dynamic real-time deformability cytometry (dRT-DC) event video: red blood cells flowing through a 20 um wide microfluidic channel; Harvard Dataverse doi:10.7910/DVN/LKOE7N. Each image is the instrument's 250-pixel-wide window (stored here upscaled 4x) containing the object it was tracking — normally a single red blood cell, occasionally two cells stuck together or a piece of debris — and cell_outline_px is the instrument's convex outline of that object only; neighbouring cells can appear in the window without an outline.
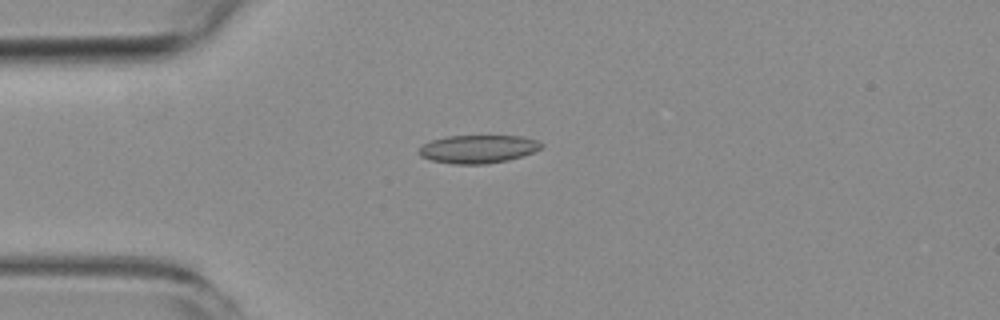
{"species": "common noctule bat (a hibernating species)", "species_latin": "Nyctalus noctula", "temperature_condition": "room temperature", "stored_images_in_passage": 8, "camera_frame_rate_fps": 3000, "um_per_image_px": 0.085, "animal": {"sex": "female", "body_mass_g": 19.3, "forearm_length_mm": 54.1}, "frame": {"image": 1, "passage_image": 4, "time_ms": 4.333, "image_size_px": [1000, 320], "cell_outline_px": [[544, 148], [508, 160], [484, 164], [452, 164], [432, 160], [420, 156], [416, 152], [416, 148], [432, 140], [448, 136], [524, 136], [536, 140], [544, 144]], "centroid_in_image_um": [40.61, 12.66], "position_along_channel_um": 44.4, "area_um2": 20.17}}
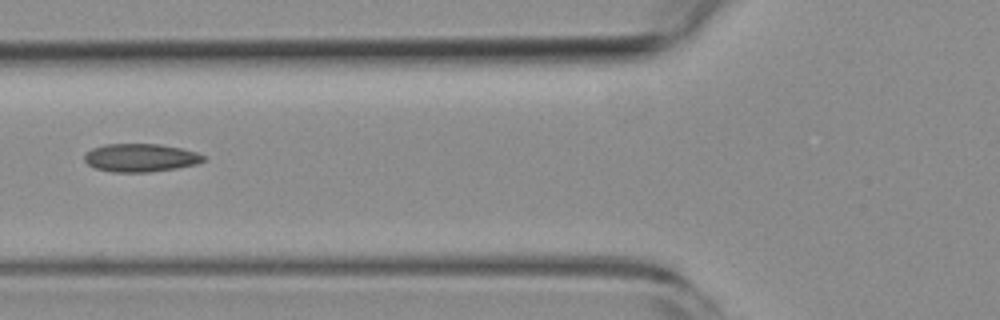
{"frame": {"image": 2, "passage_image": 6, "time_ms": 6.667, "image_size_px": [1000, 320], "cell_outline_px": [[208, 160], [196, 164], [176, 168], [148, 172], [112, 172], [96, 168], [88, 164], [84, 160], [84, 156], [92, 148], [104, 144], [160, 144], [180, 148], [196, 152], [208, 156]], "centroid_in_image_um": [11.99, 13.4], "position_along_channel_um": 113.8, "area_um2": 19.59}}
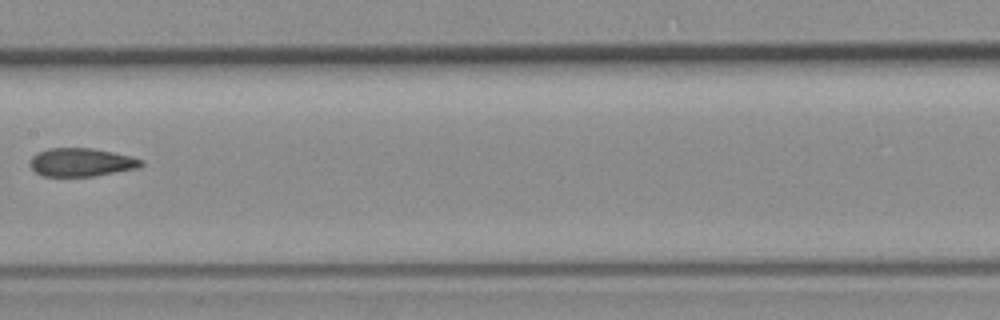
{"frame": {"image": 3, "passage_image": 8, "time_ms": 9.0, "image_size_px": [1000, 320], "cell_outline_px": [[144, 164], [140, 168], [96, 176], [44, 176], [36, 172], [28, 164], [32, 156], [36, 152], [48, 148], [92, 148], [132, 156], [144, 160]], "centroid_in_image_um": [6.93, 13.79], "position_along_channel_um": 200.5, "area_um2": 18.61}}